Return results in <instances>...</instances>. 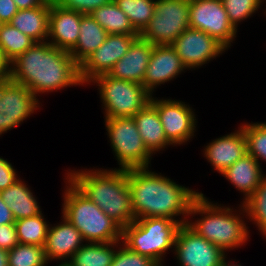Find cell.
Returning <instances> with one entry per match:
<instances>
[{"label": "cell", "instance_id": "13", "mask_svg": "<svg viewBox=\"0 0 266 266\" xmlns=\"http://www.w3.org/2000/svg\"><path fill=\"white\" fill-rule=\"evenodd\" d=\"M173 251L180 266H223L227 255L187 224L179 227Z\"/></svg>", "mask_w": 266, "mask_h": 266}, {"label": "cell", "instance_id": "27", "mask_svg": "<svg viewBox=\"0 0 266 266\" xmlns=\"http://www.w3.org/2000/svg\"><path fill=\"white\" fill-rule=\"evenodd\" d=\"M90 15L108 34L139 35L129 18L114 1L95 9Z\"/></svg>", "mask_w": 266, "mask_h": 266}, {"label": "cell", "instance_id": "38", "mask_svg": "<svg viewBox=\"0 0 266 266\" xmlns=\"http://www.w3.org/2000/svg\"><path fill=\"white\" fill-rule=\"evenodd\" d=\"M19 244L15 224L0 226V249L9 251Z\"/></svg>", "mask_w": 266, "mask_h": 266}, {"label": "cell", "instance_id": "4", "mask_svg": "<svg viewBox=\"0 0 266 266\" xmlns=\"http://www.w3.org/2000/svg\"><path fill=\"white\" fill-rule=\"evenodd\" d=\"M208 199L202 192L195 198L186 224L226 254L229 250L241 248L250 238L248 224L243 218L246 215L243 204L234 210L233 207L213 203ZM196 215L201 217L190 220Z\"/></svg>", "mask_w": 266, "mask_h": 266}, {"label": "cell", "instance_id": "2", "mask_svg": "<svg viewBox=\"0 0 266 266\" xmlns=\"http://www.w3.org/2000/svg\"><path fill=\"white\" fill-rule=\"evenodd\" d=\"M10 79L26 86L37 98L39 94L84 86L80 67L70 52L49 42L35 43L10 63Z\"/></svg>", "mask_w": 266, "mask_h": 266}, {"label": "cell", "instance_id": "17", "mask_svg": "<svg viewBox=\"0 0 266 266\" xmlns=\"http://www.w3.org/2000/svg\"><path fill=\"white\" fill-rule=\"evenodd\" d=\"M203 154L213 166L212 170L222 174L228 167L247 154V141L242 126L238 130L218 137L204 145Z\"/></svg>", "mask_w": 266, "mask_h": 266}, {"label": "cell", "instance_id": "26", "mask_svg": "<svg viewBox=\"0 0 266 266\" xmlns=\"http://www.w3.org/2000/svg\"><path fill=\"white\" fill-rule=\"evenodd\" d=\"M120 243L122 241L110 243L86 242L67 263L70 266H111Z\"/></svg>", "mask_w": 266, "mask_h": 266}, {"label": "cell", "instance_id": "15", "mask_svg": "<svg viewBox=\"0 0 266 266\" xmlns=\"http://www.w3.org/2000/svg\"><path fill=\"white\" fill-rule=\"evenodd\" d=\"M139 35L108 34L106 40L80 65V78L84 85L95 77L108 74L114 64L129 50Z\"/></svg>", "mask_w": 266, "mask_h": 266}, {"label": "cell", "instance_id": "19", "mask_svg": "<svg viewBox=\"0 0 266 266\" xmlns=\"http://www.w3.org/2000/svg\"><path fill=\"white\" fill-rule=\"evenodd\" d=\"M62 221L49 225L44 251L47 261L68 262L82 247V234L62 215Z\"/></svg>", "mask_w": 266, "mask_h": 266}, {"label": "cell", "instance_id": "9", "mask_svg": "<svg viewBox=\"0 0 266 266\" xmlns=\"http://www.w3.org/2000/svg\"><path fill=\"white\" fill-rule=\"evenodd\" d=\"M190 0H155V11L140 37L152 45H171L189 25Z\"/></svg>", "mask_w": 266, "mask_h": 266}, {"label": "cell", "instance_id": "22", "mask_svg": "<svg viewBox=\"0 0 266 266\" xmlns=\"http://www.w3.org/2000/svg\"><path fill=\"white\" fill-rule=\"evenodd\" d=\"M133 119L145 147L152 155L172 146L165 136L157 109L150 102Z\"/></svg>", "mask_w": 266, "mask_h": 266}, {"label": "cell", "instance_id": "33", "mask_svg": "<svg viewBox=\"0 0 266 266\" xmlns=\"http://www.w3.org/2000/svg\"><path fill=\"white\" fill-rule=\"evenodd\" d=\"M247 141V153L258 162H266V122L241 124Z\"/></svg>", "mask_w": 266, "mask_h": 266}, {"label": "cell", "instance_id": "10", "mask_svg": "<svg viewBox=\"0 0 266 266\" xmlns=\"http://www.w3.org/2000/svg\"><path fill=\"white\" fill-rule=\"evenodd\" d=\"M41 102L24 85L0 81V136L21 125L40 109Z\"/></svg>", "mask_w": 266, "mask_h": 266}, {"label": "cell", "instance_id": "11", "mask_svg": "<svg viewBox=\"0 0 266 266\" xmlns=\"http://www.w3.org/2000/svg\"><path fill=\"white\" fill-rule=\"evenodd\" d=\"M189 25L214 37L227 50L238 32L229 22L222 0H190Z\"/></svg>", "mask_w": 266, "mask_h": 266}, {"label": "cell", "instance_id": "41", "mask_svg": "<svg viewBox=\"0 0 266 266\" xmlns=\"http://www.w3.org/2000/svg\"><path fill=\"white\" fill-rule=\"evenodd\" d=\"M48 0H14L19 10L31 9L44 5Z\"/></svg>", "mask_w": 266, "mask_h": 266}, {"label": "cell", "instance_id": "36", "mask_svg": "<svg viewBox=\"0 0 266 266\" xmlns=\"http://www.w3.org/2000/svg\"><path fill=\"white\" fill-rule=\"evenodd\" d=\"M56 5L81 14H90L95 9L108 4L111 0H52Z\"/></svg>", "mask_w": 266, "mask_h": 266}, {"label": "cell", "instance_id": "42", "mask_svg": "<svg viewBox=\"0 0 266 266\" xmlns=\"http://www.w3.org/2000/svg\"><path fill=\"white\" fill-rule=\"evenodd\" d=\"M10 78V62L5 58L0 49V81Z\"/></svg>", "mask_w": 266, "mask_h": 266}, {"label": "cell", "instance_id": "3", "mask_svg": "<svg viewBox=\"0 0 266 266\" xmlns=\"http://www.w3.org/2000/svg\"><path fill=\"white\" fill-rule=\"evenodd\" d=\"M73 169L66 177L122 229L135 221L127 169Z\"/></svg>", "mask_w": 266, "mask_h": 266}, {"label": "cell", "instance_id": "45", "mask_svg": "<svg viewBox=\"0 0 266 266\" xmlns=\"http://www.w3.org/2000/svg\"><path fill=\"white\" fill-rule=\"evenodd\" d=\"M58 266H70V265L67 262H60V264Z\"/></svg>", "mask_w": 266, "mask_h": 266}, {"label": "cell", "instance_id": "14", "mask_svg": "<svg viewBox=\"0 0 266 266\" xmlns=\"http://www.w3.org/2000/svg\"><path fill=\"white\" fill-rule=\"evenodd\" d=\"M171 46L188 70L198 69L228 51L214 37L193 28L186 29Z\"/></svg>", "mask_w": 266, "mask_h": 266}, {"label": "cell", "instance_id": "21", "mask_svg": "<svg viewBox=\"0 0 266 266\" xmlns=\"http://www.w3.org/2000/svg\"><path fill=\"white\" fill-rule=\"evenodd\" d=\"M260 164V162L247 153L221 174L243 194V201L240 203L245 202L252 195L266 176Z\"/></svg>", "mask_w": 266, "mask_h": 266}, {"label": "cell", "instance_id": "18", "mask_svg": "<svg viewBox=\"0 0 266 266\" xmlns=\"http://www.w3.org/2000/svg\"><path fill=\"white\" fill-rule=\"evenodd\" d=\"M83 15L73 10L61 8L50 0L47 42L54 47L70 52L77 44Z\"/></svg>", "mask_w": 266, "mask_h": 266}, {"label": "cell", "instance_id": "35", "mask_svg": "<svg viewBox=\"0 0 266 266\" xmlns=\"http://www.w3.org/2000/svg\"><path fill=\"white\" fill-rule=\"evenodd\" d=\"M111 266H159L153 259L130 250L123 243L119 244Z\"/></svg>", "mask_w": 266, "mask_h": 266}, {"label": "cell", "instance_id": "34", "mask_svg": "<svg viewBox=\"0 0 266 266\" xmlns=\"http://www.w3.org/2000/svg\"><path fill=\"white\" fill-rule=\"evenodd\" d=\"M229 22L238 30V25L252 17L263 6V0H222Z\"/></svg>", "mask_w": 266, "mask_h": 266}, {"label": "cell", "instance_id": "28", "mask_svg": "<svg viewBox=\"0 0 266 266\" xmlns=\"http://www.w3.org/2000/svg\"><path fill=\"white\" fill-rule=\"evenodd\" d=\"M44 214L15 221L18 241L21 244H30L44 247L47 238L48 224Z\"/></svg>", "mask_w": 266, "mask_h": 266}, {"label": "cell", "instance_id": "16", "mask_svg": "<svg viewBox=\"0 0 266 266\" xmlns=\"http://www.w3.org/2000/svg\"><path fill=\"white\" fill-rule=\"evenodd\" d=\"M185 70L188 69L171 45H154L143 86L153 95L159 85L173 81Z\"/></svg>", "mask_w": 266, "mask_h": 266}, {"label": "cell", "instance_id": "23", "mask_svg": "<svg viewBox=\"0 0 266 266\" xmlns=\"http://www.w3.org/2000/svg\"><path fill=\"white\" fill-rule=\"evenodd\" d=\"M50 0L44 5L31 9H21L13 16L9 24L36 43L47 42L49 34Z\"/></svg>", "mask_w": 266, "mask_h": 266}, {"label": "cell", "instance_id": "30", "mask_svg": "<svg viewBox=\"0 0 266 266\" xmlns=\"http://www.w3.org/2000/svg\"><path fill=\"white\" fill-rule=\"evenodd\" d=\"M114 2L126 14L139 34L154 15L155 0H115Z\"/></svg>", "mask_w": 266, "mask_h": 266}, {"label": "cell", "instance_id": "24", "mask_svg": "<svg viewBox=\"0 0 266 266\" xmlns=\"http://www.w3.org/2000/svg\"><path fill=\"white\" fill-rule=\"evenodd\" d=\"M19 178L13 185L0 192V197L9 206L16 220L29 218L42 213L37 197L30 186Z\"/></svg>", "mask_w": 266, "mask_h": 266}, {"label": "cell", "instance_id": "43", "mask_svg": "<svg viewBox=\"0 0 266 266\" xmlns=\"http://www.w3.org/2000/svg\"><path fill=\"white\" fill-rule=\"evenodd\" d=\"M0 266H8L7 251L0 249Z\"/></svg>", "mask_w": 266, "mask_h": 266}, {"label": "cell", "instance_id": "25", "mask_svg": "<svg viewBox=\"0 0 266 266\" xmlns=\"http://www.w3.org/2000/svg\"><path fill=\"white\" fill-rule=\"evenodd\" d=\"M79 33L77 44L70 51L78 65L103 44L108 36L106 30L90 14L81 17Z\"/></svg>", "mask_w": 266, "mask_h": 266}, {"label": "cell", "instance_id": "7", "mask_svg": "<svg viewBox=\"0 0 266 266\" xmlns=\"http://www.w3.org/2000/svg\"><path fill=\"white\" fill-rule=\"evenodd\" d=\"M95 84L104 108V118L133 117L150 102L152 96L143 85L115 79L108 74L95 77L88 85Z\"/></svg>", "mask_w": 266, "mask_h": 266}, {"label": "cell", "instance_id": "44", "mask_svg": "<svg viewBox=\"0 0 266 266\" xmlns=\"http://www.w3.org/2000/svg\"><path fill=\"white\" fill-rule=\"evenodd\" d=\"M236 262L235 260L231 261V260H227V255L224 259V262H223V266H242L240 263Z\"/></svg>", "mask_w": 266, "mask_h": 266}, {"label": "cell", "instance_id": "37", "mask_svg": "<svg viewBox=\"0 0 266 266\" xmlns=\"http://www.w3.org/2000/svg\"><path fill=\"white\" fill-rule=\"evenodd\" d=\"M20 177L12 163L0 157V192L13 185Z\"/></svg>", "mask_w": 266, "mask_h": 266}, {"label": "cell", "instance_id": "6", "mask_svg": "<svg viewBox=\"0 0 266 266\" xmlns=\"http://www.w3.org/2000/svg\"><path fill=\"white\" fill-rule=\"evenodd\" d=\"M181 225L167 217H148L133 221L122 229V243L130 250L150 257L164 266L167 251L173 250Z\"/></svg>", "mask_w": 266, "mask_h": 266}, {"label": "cell", "instance_id": "12", "mask_svg": "<svg viewBox=\"0 0 266 266\" xmlns=\"http://www.w3.org/2000/svg\"><path fill=\"white\" fill-rule=\"evenodd\" d=\"M151 96L150 103L157 109L167 140L174 146L185 145L196 131L195 110L183 101Z\"/></svg>", "mask_w": 266, "mask_h": 266}, {"label": "cell", "instance_id": "39", "mask_svg": "<svg viewBox=\"0 0 266 266\" xmlns=\"http://www.w3.org/2000/svg\"><path fill=\"white\" fill-rule=\"evenodd\" d=\"M18 10L14 0H0V22L9 23Z\"/></svg>", "mask_w": 266, "mask_h": 266}, {"label": "cell", "instance_id": "1", "mask_svg": "<svg viewBox=\"0 0 266 266\" xmlns=\"http://www.w3.org/2000/svg\"><path fill=\"white\" fill-rule=\"evenodd\" d=\"M127 174L135 220L167 217L180 225L187 223L192 202L201 192L177 184L150 168L127 169Z\"/></svg>", "mask_w": 266, "mask_h": 266}, {"label": "cell", "instance_id": "31", "mask_svg": "<svg viewBox=\"0 0 266 266\" xmlns=\"http://www.w3.org/2000/svg\"><path fill=\"white\" fill-rule=\"evenodd\" d=\"M246 216L245 218L254 223L257 230L266 239V176L260 182V185L252 193V195L242 203Z\"/></svg>", "mask_w": 266, "mask_h": 266}, {"label": "cell", "instance_id": "40", "mask_svg": "<svg viewBox=\"0 0 266 266\" xmlns=\"http://www.w3.org/2000/svg\"><path fill=\"white\" fill-rule=\"evenodd\" d=\"M15 219L9 206L5 204L3 199L0 197V226L6 224H14Z\"/></svg>", "mask_w": 266, "mask_h": 266}, {"label": "cell", "instance_id": "8", "mask_svg": "<svg viewBox=\"0 0 266 266\" xmlns=\"http://www.w3.org/2000/svg\"><path fill=\"white\" fill-rule=\"evenodd\" d=\"M104 122L118 169L151 166L153 155L145 147L133 117L104 118Z\"/></svg>", "mask_w": 266, "mask_h": 266}, {"label": "cell", "instance_id": "20", "mask_svg": "<svg viewBox=\"0 0 266 266\" xmlns=\"http://www.w3.org/2000/svg\"><path fill=\"white\" fill-rule=\"evenodd\" d=\"M153 46L150 42L138 36L126 54L114 64L108 75L115 79L143 85Z\"/></svg>", "mask_w": 266, "mask_h": 266}, {"label": "cell", "instance_id": "5", "mask_svg": "<svg viewBox=\"0 0 266 266\" xmlns=\"http://www.w3.org/2000/svg\"><path fill=\"white\" fill-rule=\"evenodd\" d=\"M62 215L82 234L85 242L122 240V228L86 197L66 176Z\"/></svg>", "mask_w": 266, "mask_h": 266}, {"label": "cell", "instance_id": "32", "mask_svg": "<svg viewBox=\"0 0 266 266\" xmlns=\"http://www.w3.org/2000/svg\"><path fill=\"white\" fill-rule=\"evenodd\" d=\"M8 266H48L44 247L19 243L7 251Z\"/></svg>", "mask_w": 266, "mask_h": 266}, {"label": "cell", "instance_id": "29", "mask_svg": "<svg viewBox=\"0 0 266 266\" xmlns=\"http://www.w3.org/2000/svg\"><path fill=\"white\" fill-rule=\"evenodd\" d=\"M35 43L33 39L20 32L9 23L1 24L0 49L10 63L31 48Z\"/></svg>", "mask_w": 266, "mask_h": 266}]
</instances>
